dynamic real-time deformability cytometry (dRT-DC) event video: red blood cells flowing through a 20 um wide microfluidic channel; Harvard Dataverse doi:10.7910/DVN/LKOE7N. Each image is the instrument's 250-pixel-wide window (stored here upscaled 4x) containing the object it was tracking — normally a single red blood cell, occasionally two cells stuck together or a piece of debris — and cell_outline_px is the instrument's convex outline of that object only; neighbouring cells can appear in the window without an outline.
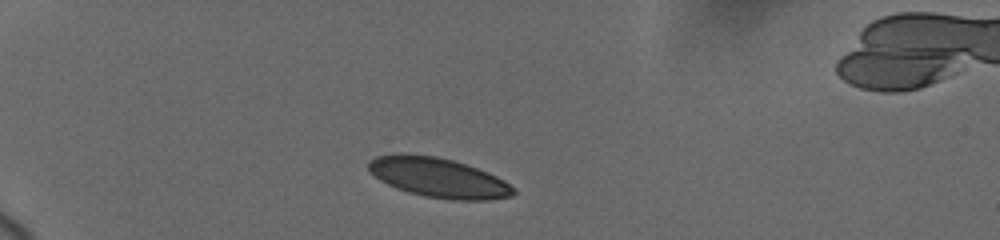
{"species": "human", "species_latin": "Homo sapiens", "temperature_condition": "cold", "stored_images_in_passage": 21, "camera_frame_rate_fps": 3000, "um_per_image_px": 0.085, "donor": {"sex": "female"}, "frame": {"image": 1, "passage_image": 1, "time_ms": 0.0, "image_size_px": [1000, 240], "cell_outline_px": [[516, 192], [512, 196], [488, 200], [452, 200], [424, 196], [408, 192], [396, 188], [380, 180], [368, 172], [368, 160], [376, 156], [392, 152], [408, 152], [436, 156], [452, 160], [488, 172], [504, 180], [516, 188]], "centroid_in_image_um": [37.21, 15.07], "position_along_channel_um": 47.8, "area_um2": 34.04}}
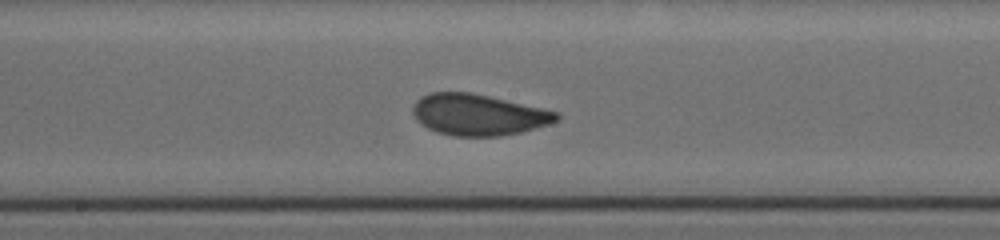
{"frame": {"image": 2, "passage_image": 12, "time_ms": 5.667, "image_size_px": [1000, 240], "cell_outline_px": [[560, 116], [556, 120], [548, 124], [520, 132], [500, 136], [456, 136], [436, 132], [420, 124], [416, 120], [412, 112], [412, 108], [416, 100], [420, 96], [432, 92], [468, 92], [488, 96], [544, 108], [560, 112]], "centroid_in_image_um": [40.63, 9.75], "position_along_channel_um": 207.6, "area_um2": 34.51}}
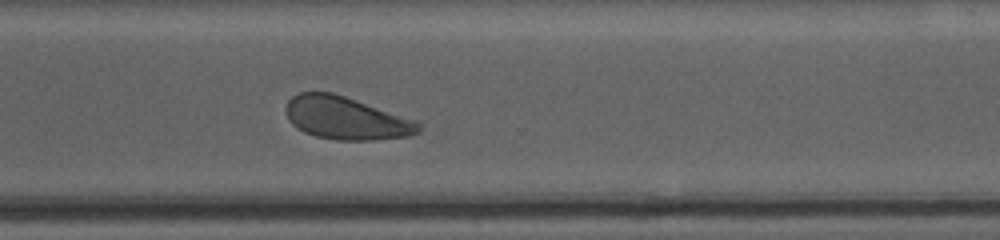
{"frame": {"image": 3, "passage_image": 21, "time_ms": 9.333, "image_size_px": [1000, 240], "cell_outline_px": [[420, 132], [408, 136], [372, 140], [336, 140], [316, 136], [304, 132], [296, 128], [288, 120], [288, 100], [292, 96], [300, 92], [332, 92], [420, 120]], "centroid_in_image_um": [29.47, 10.04], "position_along_channel_um": 341.1, "area_um2": 33.23}}